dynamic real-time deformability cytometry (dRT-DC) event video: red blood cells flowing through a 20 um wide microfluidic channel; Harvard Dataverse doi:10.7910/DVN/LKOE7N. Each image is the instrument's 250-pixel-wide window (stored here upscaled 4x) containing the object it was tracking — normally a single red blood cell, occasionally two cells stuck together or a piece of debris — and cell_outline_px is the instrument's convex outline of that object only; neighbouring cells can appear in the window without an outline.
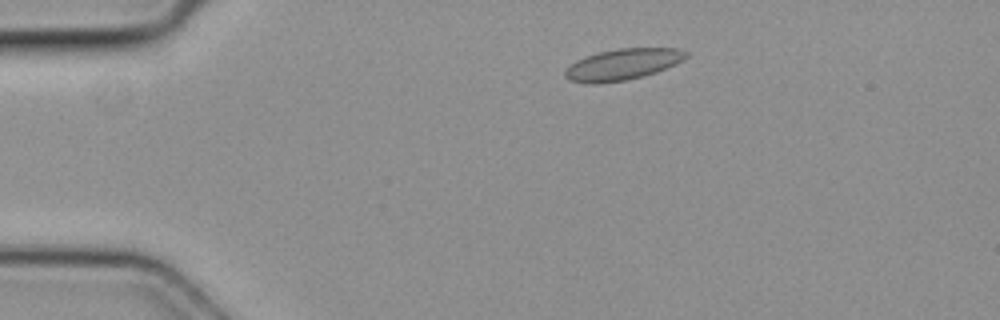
{"species": "common noctule bat (a hibernating species)", "species_latin": "Nyctalus noctula", "temperature_condition": "cold", "stored_images_in_passage": 5, "camera_frame_rate_fps": 3000, "um_per_image_px": 0.085, "animal": {"sex": "female", "body_mass_g": 19.3, "forearm_length_mm": 54.1}, "frame": {"image": 1, "passage_image": 5, "time_ms": 1.333, "image_size_px": [1000, 320], "cell_outline_px": [[688, 56], [684, 60], [676, 64], [656, 72], [624, 80], [596, 84], [588, 84], [568, 80], [564, 76], [564, 72], [576, 60], [584, 56], [616, 48], [680, 48], [688, 52]], "centroid_in_image_um": [52.93, 5.46], "position_along_channel_um": 32.1, "area_um2": 22.02}}